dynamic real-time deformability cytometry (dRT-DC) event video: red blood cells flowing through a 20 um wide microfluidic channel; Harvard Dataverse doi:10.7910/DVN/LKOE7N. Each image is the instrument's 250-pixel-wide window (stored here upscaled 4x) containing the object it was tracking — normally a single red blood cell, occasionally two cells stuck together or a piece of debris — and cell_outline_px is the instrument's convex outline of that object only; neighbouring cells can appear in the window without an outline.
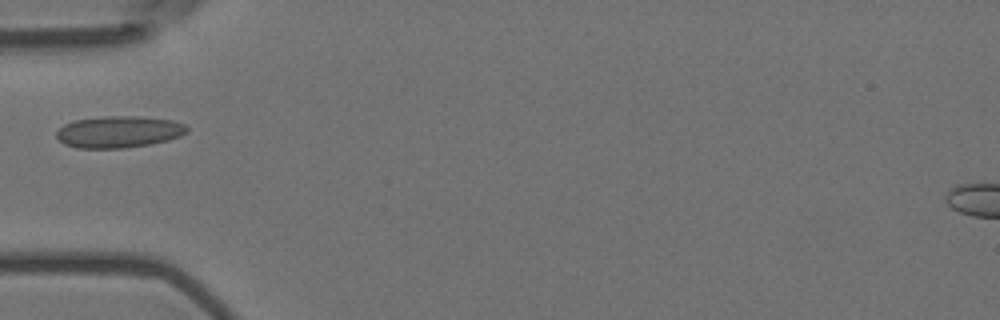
{"species": "Egyptian fruit bat (a non-hibernating species)", "species_latin": "Rousettus aegyptiacus", "temperature_condition": "room temperature", "stored_images_in_passage": 2, "camera_frame_rate_fps": 3000, "um_per_image_px": 0.085, "animal": {"sex": "female"}, "frame": {"image": 1, "passage_image": 1, "time_ms": 0.0, "image_size_px": [1000, 320], "cell_outline_px": [[188, 132], [180, 136], [168, 140], [148, 144], [124, 148], [76, 148], [64, 144], [56, 136], [56, 132], [64, 124], [76, 120], [104, 116], [136, 116], [172, 120], [184, 124], [188, 128]], "centroid_in_image_um": [10.09, 11.21], "position_along_channel_um": 74.9, "area_um2": 24.04}}
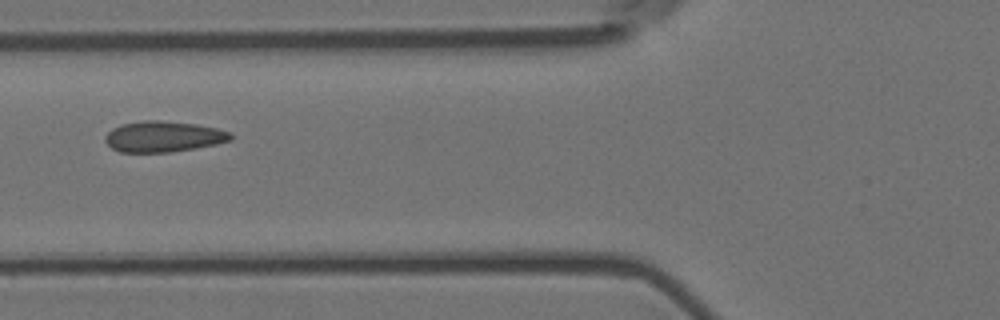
{"frame": {"image": 2, "passage_image": 2, "time_ms": 0.333, "image_size_px": [1000, 320], "cell_outline_px": [[232, 140], [216, 144], [196, 148], [168, 152], [120, 152], [112, 148], [104, 140], [104, 136], [112, 128], [120, 124], [144, 120], [160, 120], [196, 124], [216, 128], [232, 132]], "centroid_in_image_um": [13.88, 11.6], "position_along_channel_um": 111.9, "area_um2": 22.66}}